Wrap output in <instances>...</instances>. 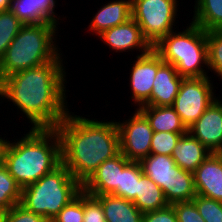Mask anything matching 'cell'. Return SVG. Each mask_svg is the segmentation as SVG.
Instances as JSON below:
<instances>
[{"label":"cell","instance_id":"6da1fadb","mask_svg":"<svg viewBox=\"0 0 222 222\" xmlns=\"http://www.w3.org/2000/svg\"><path fill=\"white\" fill-rule=\"evenodd\" d=\"M62 52L51 62L0 81V99L12 102L31 128H56L69 113L67 72ZM64 62V63H63ZM2 97V98H1ZM3 99V101H2Z\"/></svg>","mask_w":222,"mask_h":222},{"label":"cell","instance_id":"7a4b0ae2","mask_svg":"<svg viewBox=\"0 0 222 222\" xmlns=\"http://www.w3.org/2000/svg\"><path fill=\"white\" fill-rule=\"evenodd\" d=\"M55 129L61 139L62 163L81 185L101 163L120 153L116 120L98 121L69 111Z\"/></svg>","mask_w":222,"mask_h":222},{"label":"cell","instance_id":"3957f363","mask_svg":"<svg viewBox=\"0 0 222 222\" xmlns=\"http://www.w3.org/2000/svg\"><path fill=\"white\" fill-rule=\"evenodd\" d=\"M21 138L7 140L2 162L24 188L62 163L61 139L55 128H30Z\"/></svg>","mask_w":222,"mask_h":222},{"label":"cell","instance_id":"277c9868","mask_svg":"<svg viewBox=\"0 0 222 222\" xmlns=\"http://www.w3.org/2000/svg\"><path fill=\"white\" fill-rule=\"evenodd\" d=\"M58 25L52 22L23 25L0 60V81L53 61L61 53L56 44Z\"/></svg>","mask_w":222,"mask_h":222},{"label":"cell","instance_id":"5b68a950","mask_svg":"<svg viewBox=\"0 0 222 222\" xmlns=\"http://www.w3.org/2000/svg\"><path fill=\"white\" fill-rule=\"evenodd\" d=\"M187 25L182 32L173 30L167 34L153 49L165 63L172 64L181 77H207V32L192 21Z\"/></svg>","mask_w":222,"mask_h":222},{"label":"cell","instance_id":"8992f818","mask_svg":"<svg viewBox=\"0 0 222 222\" xmlns=\"http://www.w3.org/2000/svg\"><path fill=\"white\" fill-rule=\"evenodd\" d=\"M81 191L82 185L61 163L35 183L22 188L20 204L50 222Z\"/></svg>","mask_w":222,"mask_h":222},{"label":"cell","instance_id":"52a82bcc","mask_svg":"<svg viewBox=\"0 0 222 222\" xmlns=\"http://www.w3.org/2000/svg\"><path fill=\"white\" fill-rule=\"evenodd\" d=\"M178 2L179 0H132V18L152 47L176 29L177 12H180Z\"/></svg>","mask_w":222,"mask_h":222},{"label":"cell","instance_id":"ba28073f","mask_svg":"<svg viewBox=\"0 0 222 222\" xmlns=\"http://www.w3.org/2000/svg\"><path fill=\"white\" fill-rule=\"evenodd\" d=\"M211 76L183 78L173 108L182 123L189 128L204 111L219 97L216 96Z\"/></svg>","mask_w":222,"mask_h":222},{"label":"cell","instance_id":"9c48e42d","mask_svg":"<svg viewBox=\"0 0 222 222\" xmlns=\"http://www.w3.org/2000/svg\"><path fill=\"white\" fill-rule=\"evenodd\" d=\"M120 121H116L120 152L129 161L140 162L150 154L154 131L147 118L137 108L128 119Z\"/></svg>","mask_w":222,"mask_h":222},{"label":"cell","instance_id":"30bf717a","mask_svg":"<svg viewBox=\"0 0 222 222\" xmlns=\"http://www.w3.org/2000/svg\"><path fill=\"white\" fill-rule=\"evenodd\" d=\"M135 58L130 69L129 85L130 98L138 109L141 106H150L154 78L164 61L153 48L143 55L138 54Z\"/></svg>","mask_w":222,"mask_h":222},{"label":"cell","instance_id":"8fae6325","mask_svg":"<svg viewBox=\"0 0 222 222\" xmlns=\"http://www.w3.org/2000/svg\"><path fill=\"white\" fill-rule=\"evenodd\" d=\"M98 38L109 46V49L118 53L139 49V55H143L153 48L144 38L140 26L133 18L103 31Z\"/></svg>","mask_w":222,"mask_h":222},{"label":"cell","instance_id":"7c38bea8","mask_svg":"<svg viewBox=\"0 0 222 222\" xmlns=\"http://www.w3.org/2000/svg\"><path fill=\"white\" fill-rule=\"evenodd\" d=\"M187 132L212 153L222 148V101L217 98Z\"/></svg>","mask_w":222,"mask_h":222},{"label":"cell","instance_id":"4fadbf2b","mask_svg":"<svg viewBox=\"0 0 222 222\" xmlns=\"http://www.w3.org/2000/svg\"><path fill=\"white\" fill-rule=\"evenodd\" d=\"M130 162L121 152L104 161L82 185V190L89 195L113 194L118 196L120 172Z\"/></svg>","mask_w":222,"mask_h":222},{"label":"cell","instance_id":"5bb4252c","mask_svg":"<svg viewBox=\"0 0 222 222\" xmlns=\"http://www.w3.org/2000/svg\"><path fill=\"white\" fill-rule=\"evenodd\" d=\"M196 194L222 202V158L211 153L193 172Z\"/></svg>","mask_w":222,"mask_h":222},{"label":"cell","instance_id":"9a60e30c","mask_svg":"<svg viewBox=\"0 0 222 222\" xmlns=\"http://www.w3.org/2000/svg\"><path fill=\"white\" fill-rule=\"evenodd\" d=\"M57 0H12L11 11L24 24L52 22L60 25L61 17L55 13ZM59 22V23H58Z\"/></svg>","mask_w":222,"mask_h":222},{"label":"cell","instance_id":"2e32d148","mask_svg":"<svg viewBox=\"0 0 222 222\" xmlns=\"http://www.w3.org/2000/svg\"><path fill=\"white\" fill-rule=\"evenodd\" d=\"M132 18V0H110L93 14L88 31L98 36L103 31L125 23ZM96 34V35H95Z\"/></svg>","mask_w":222,"mask_h":222},{"label":"cell","instance_id":"e0dca14e","mask_svg":"<svg viewBox=\"0 0 222 222\" xmlns=\"http://www.w3.org/2000/svg\"><path fill=\"white\" fill-rule=\"evenodd\" d=\"M182 80L175 67L164 62L154 78L150 105L173 106Z\"/></svg>","mask_w":222,"mask_h":222},{"label":"cell","instance_id":"ac0fdd59","mask_svg":"<svg viewBox=\"0 0 222 222\" xmlns=\"http://www.w3.org/2000/svg\"><path fill=\"white\" fill-rule=\"evenodd\" d=\"M211 153L199 140L187 132L178 140L172 158L179 168L193 173Z\"/></svg>","mask_w":222,"mask_h":222},{"label":"cell","instance_id":"d6986e66","mask_svg":"<svg viewBox=\"0 0 222 222\" xmlns=\"http://www.w3.org/2000/svg\"><path fill=\"white\" fill-rule=\"evenodd\" d=\"M139 163L141 164L143 173L162 189L165 199L169 203L172 172L173 167L176 165L172 156L149 154Z\"/></svg>","mask_w":222,"mask_h":222},{"label":"cell","instance_id":"ffe728a7","mask_svg":"<svg viewBox=\"0 0 222 222\" xmlns=\"http://www.w3.org/2000/svg\"><path fill=\"white\" fill-rule=\"evenodd\" d=\"M92 196L101 202L106 222H142L143 213L132 201L113 194Z\"/></svg>","mask_w":222,"mask_h":222},{"label":"cell","instance_id":"44dd1931","mask_svg":"<svg viewBox=\"0 0 222 222\" xmlns=\"http://www.w3.org/2000/svg\"><path fill=\"white\" fill-rule=\"evenodd\" d=\"M138 110L147 118L154 132L187 133L172 106H141Z\"/></svg>","mask_w":222,"mask_h":222},{"label":"cell","instance_id":"7402d4cb","mask_svg":"<svg viewBox=\"0 0 222 222\" xmlns=\"http://www.w3.org/2000/svg\"><path fill=\"white\" fill-rule=\"evenodd\" d=\"M133 203L142 212L160 210L169 205L162 189L144 173L138 180V188Z\"/></svg>","mask_w":222,"mask_h":222},{"label":"cell","instance_id":"603a6c76","mask_svg":"<svg viewBox=\"0 0 222 222\" xmlns=\"http://www.w3.org/2000/svg\"><path fill=\"white\" fill-rule=\"evenodd\" d=\"M191 21L203 30L222 31V0H195Z\"/></svg>","mask_w":222,"mask_h":222},{"label":"cell","instance_id":"cb8c5ba5","mask_svg":"<svg viewBox=\"0 0 222 222\" xmlns=\"http://www.w3.org/2000/svg\"><path fill=\"white\" fill-rule=\"evenodd\" d=\"M196 195L193 173L175 165L172 172L171 189H169V205L192 201Z\"/></svg>","mask_w":222,"mask_h":222},{"label":"cell","instance_id":"d4e9b609","mask_svg":"<svg viewBox=\"0 0 222 222\" xmlns=\"http://www.w3.org/2000/svg\"><path fill=\"white\" fill-rule=\"evenodd\" d=\"M22 188L16 183L3 162L0 163V209L9 210L21 202Z\"/></svg>","mask_w":222,"mask_h":222},{"label":"cell","instance_id":"484cf974","mask_svg":"<svg viewBox=\"0 0 222 222\" xmlns=\"http://www.w3.org/2000/svg\"><path fill=\"white\" fill-rule=\"evenodd\" d=\"M142 174L141 164L131 161L122 172H120L118 196L133 202L137 194L138 180Z\"/></svg>","mask_w":222,"mask_h":222},{"label":"cell","instance_id":"4316f807","mask_svg":"<svg viewBox=\"0 0 222 222\" xmlns=\"http://www.w3.org/2000/svg\"><path fill=\"white\" fill-rule=\"evenodd\" d=\"M23 25L11 10L0 11V60Z\"/></svg>","mask_w":222,"mask_h":222},{"label":"cell","instance_id":"83f0119b","mask_svg":"<svg viewBox=\"0 0 222 222\" xmlns=\"http://www.w3.org/2000/svg\"><path fill=\"white\" fill-rule=\"evenodd\" d=\"M208 69L222 79V31H207Z\"/></svg>","mask_w":222,"mask_h":222},{"label":"cell","instance_id":"f1b7e54d","mask_svg":"<svg viewBox=\"0 0 222 222\" xmlns=\"http://www.w3.org/2000/svg\"><path fill=\"white\" fill-rule=\"evenodd\" d=\"M84 191L73 198L50 222H83Z\"/></svg>","mask_w":222,"mask_h":222},{"label":"cell","instance_id":"f546056e","mask_svg":"<svg viewBox=\"0 0 222 222\" xmlns=\"http://www.w3.org/2000/svg\"><path fill=\"white\" fill-rule=\"evenodd\" d=\"M192 201L205 222H222V202L197 194Z\"/></svg>","mask_w":222,"mask_h":222},{"label":"cell","instance_id":"4dcf8cb0","mask_svg":"<svg viewBox=\"0 0 222 222\" xmlns=\"http://www.w3.org/2000/svg\"><path fill=\"white\" fill-rule=\"evenodd\" d=\"M184 134L186 133L154 132L151 140L150 154L172 156L178 140Z\"/></svg>","mask_w":222,"mask_h":222},{"label":"cell","instance_id":"1f68e13d","mask_svg":"<svg viewBox=\"0 0 222 222\" xmlns=\"http://www.w3.org/2000/svg\"><path fill=\"white\" fill-rule=\"evenodd\" d=\"M83 222H106L101 202L85 192Z\"/></svg>","mask_w":222,"mask_h":222},{"label":"cell","instance_id":"d6a6232c","mask_svg":"<svg viewBox=\"0 0 222 222\" xmlns=\"http://www.w3.org/2000/svg\"><path fill=\"white\" fill-rule=\"evenodd\" d=\"M5 222H49L44 216L27 210L20 203L6 211Z\"/></svg>","mask_w":222,"mask_h":222},{"label":"cell","instance_id":"836d02e7","mask_svg":"<svg viewBox=\"0 0 222 222\" xmlns=\"http://www.w3.org/2000/svg\"><path fill=\"white\" fill-rule=\"evenodd\" d=\"M178 222H205L193 201L172 204Z\"/></svg>","mask_w":222,"mask_h":222},{"label":"cell","instance_id":"e575fe53","mask_svg":"<svg viewBox=\"0 0 222 222\" xmlns=\"http://www.w3.org/2000/svg\"><path fill=\"white\" fill-rule=\"evenodd\" d=\"M142 222H178L177 215L172 205L143 213Z\"/></svg>","mask_w":222,"mask_h":222},{"label":"cell","instance_id":"d590c367","mask_svg":"<svg viewBox=\"0 0 222 222\" xmlns=\"http://www.w3.org/2000/svg\"><path fill=\"white\" fill-rule=\"evenodd\" d=\"M12 0H0V11H7L11 9Z\"/></svg>","mask_w":222,"mask_h":222},{"label":"cell","instance_id":"8d00e7d4","mask_svg":"<svg viewBox=\"0 0 222 222\" xmlns=\"http://www.w3.org/2000/svg\"><path fill=\"white\" fill-rule=\"evenodd\" d=\"M5 135L6 134H4V137L0 136V163L3 160V149H4L5 143L7 141V137ZM5 137H6V139H5Z\"/></svg>","mask_w":222,"mask_h":222},{"label":"cell","instance_id":"74e56055","mask_svg":"<svg viewBox=\"0 0 222 222\" xmlns=\"http://www.w3.org/2000/svg\"><path fill=\"white\" fill-rule=\"evenodd\" d=\"M6 211L0 209V222H5Z\"/></svg>","mask_w":222,"mask_h":222},{"label":"cell","instance_id":"f35d334b","mask_svg":"<svg viewBox=\"0 0 222 222\" xmlns=\"http://www.w3.org/2000/svg\"><path fill=\"white\" fill-rule=\"evenodd\" d=\"M217 154L222 158V148L217 152Z\"/></svg>","mask_w":222,"mask_h":222}]
</instances>
